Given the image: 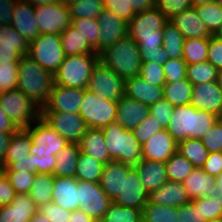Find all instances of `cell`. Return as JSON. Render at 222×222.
<instances>
[{
	"instance_id": "cell-26",
	"label": "cell",
	"mask_w": 222,
	"mask_h": 222,
	"mask_svg": "<svg viewBox=\"0 0 222 222\" xmlns=\"http://www.w3.org/2000/svg\"><path fill=\"white\" fill-rule=\"evenodd\" d=\"M148 201L155 205L178 208L191 200L182 182L168 180L158 189L149 193Z\"/></svg>"
},
{
	"instance_id": "cell-50",
	"label": "cell",
	"mask_w": 222,
	"mask_h": 222,
	"mask_svg": "<svg viewBox=\"0 0 222 222\" xmlns=\"http://www.w3.org/2000/svg\"><path fill=\"white\" fill-rule=\"evenodd\" d=\"M164 130V128L157 123V121L150 114L140 123L139 126L134 128L132 131L137 141L142 146L147 142L153 135Z\"/></svg>"
},
{
	"instance_id": "cell-18",
	"label": "cell",
	"mask_w": 222,
	"mask_h": 222,
	"mask_svg": "<svg viewBox=\"0 0 222 222\" xmlns=\"http://www.w3.org/2000/svg\"><path fill=\"white\" fill-rule=\"evenodd\" d=\"M190 104L222 118V89L216 81L193 85Z\"/></svg>"
},
{
	"instance_id": "cell-39",
	"label": "cell",
	"mask_w": 222,
	"mask_h": 222,
	"mask_svg": "<svg viewBox=\"0 0 222 222\" xmlns=\"http://www.w3.org/2000/svg\"><path fill=\"white\" fill-rule=\"evenodd\" d=\"M54 176L50 174L36 173L29 195L36 205L52 202Z\"/></svg>"
},
{
	"instance_id": "cell-12",
	"label": "cell",
	"mask_w": 222,
	"mask_h": 222,
	"mask_svg": "<svg viewBox=\"0 0 222 222\" xmlns=\"http://www.w3.org/2000/svg\"><path fill=\"white\" fill-rule=\"evenodd\" d=\"M87 90L111 101H119L125 95V81L98 60L93 67Z\"/></svg>"
},
{
	"instance_id": "cell-4",
	"label": "cell",
	"mask_w": 222,
	"mask_h": 222,
	"mask_svg": "<svg viewBox=\"0 0 222 222\" xmlns=\"http://www.w3.org/2000/svg\"><path fill=\"white\" fill-rule=\"evenodd\" d=\"M169 19L155 6L136 13L127 23V35L137 42L139 49L158 48L163 45V28Z\"/></svg>"
},
{
	"instance_id": "cell-53",
	"label": "cell",
	"mask_w": 222,
	"mask_h": 222,
	"mask_svg": "<svg viewBox=\"0 0 222 222\" xmlns=\"http://www.w3.org/2000/svg\"><path fill=\"white\" fill-rule=\"evenodd\" d=\"M139 76L152 85L164 86L166 83L163 65L161 64L142 63Z\"/></svg>"
},
{
	"instance_id": "cell-11",
	"label": "cell",
	"mask_w": 222,
	"mask_h": 222,
	"mask_svg": "<svg viewBox=\"0 0 222 222\" xmlns=\"http://www.w3.org/2000/svg\"><path fill=\"white\" fill-rule=\"evenodd\" d=\"M25 130L32 139L30 155L38 158L56 157L68 144L41 116Z\"/></svg>"
},
{
	"instance_id": "cell-19",
	"label": "cell",
	"mask_w": 222,
	"mask_h": 222,
	"mask_svg": "<svg viewBox=\"0 0 222 222\" xmlns=\"http://www.w3.org/2000/svg\"><path fill=\"white\" fill-rule=\"evenodd\" d=\"M29 43L11 24L0 25V62L19 63L24 55H28Z\"/></svg>"
},
{
	"instance_id": "cell-40",
	"label": "cell",
	"mask_w": 222,
	"mask_h": 222,
	"mask_svg": "<svg viewBox=\"0 0 222 222\" xmlns=\"http://www.w3.org/2000/svg\"><path fill=\"white\" fill-rule=\"evenodd\" d=\"M193 8L213 36L222 26V6L216 2H210Z\"/></svg>"
},
{
	"instance_id": "cell-57",
	"label": "cell",
	"mask_w": 222,
	"mask_h": 222,
	"mask_svg": "<svg viewBox=\"0 0 222 222\" xmlns=\"http://www.w3.org/2000/svg\"><path fill=\"white\" fill-rule=\"evenodd\" d=\"M38 211L47 216L51 222H69L72 212L60 207L54 202L40 205Z\"/></svg>"
},
{
	"instance_id": "cell-43",
	"label": "cell",
	"mask_w": 222,
	"mask_h": 222,
	"mask_svg": "<svg viewBox=\"0 0 222 222\" xmlns=\"http://www.w3.org/2000/svg\"><path fill=\"white\" fill-rule=\"evenodd\" d=\"M165 166L168 180L182 183L195 169L192 163L178 152L165 162Z\"/></svg>"
},
{
	"instance_id": "cell-42",
	"label": "cell",
	"mask_w": 222,
	"mask_h": 222,
	"mask_svg": "<svg viewBox=\"0 0 222 222\" xmlns=\"http://www.w3.org/2000/svg\"><path fill=\"white\" fill-rule=\"evenodd\" d=\"M99 222H142V210L124 207L112 201Z\"/></svg>"
},
{
	"instance_id": "cell-73",
	"label": "cell",
	"mask_w": 222,
	"mask_h": 222,
	"mask_svg": "<svg viewBox=\"0 0 222 222\" xmlns=\"http://www.w3.org/2000/svg\"><path fill=\"white\" fill-rule=\"evenodd\" d=\"M191 2H192V7H196L199 5H204L213 2V0H191Z\"/></svg>"
},
{
	"instance_id": "cell-36",
	"label": "cell",
	"mask_w": 222,
	"mask_h": 222,
	"mask_svg": "<svg viewBox=\"0 0 222 222\" xmlns=\"http://www.w3.org/2000/svg\"><path fill=\"white\" fill-rule=\"evenodd\" d=\"M177 152L195 168H202L209 154L201 139H185L178 142Z\"/></svg>"
},
{
	"instance_id": "cell-33",
	"label": "cell",
	"mask_w": 222,
	"mask_h": 222,
	"mask_svg": "<svg viewBox=\"0 0 222 222\" xmlns=\"http://www.w3.org/2000/svg\"><path fill=\"white\" fill-rule=\"evenodd\" d=\"M79 145L68 143L57 155L53 176L75 177L79 158Z\"/></svg>"
},
{
	"instance_id": "cell-25",
	"label": "cell",
	"mask_w": 222,
	"mask_h": 222,
	"mask_svg": "<svg viewBox=\"0 0 222 222\" xmlns=\"http://www.w3.org/2000/svg\"><path fill=\"white\" fill-rule=\"evenodd\" d=\"M37 211L29 194H17L11 204L0 206V222H29Z\"/></svg>"
},
{
	"instance_id": "cell-5",
	"label": "cell",
	"mask_w": 222,
	"mask_h": 222,
	"mask_svg": "<svg viewBox=\"0 0 222 222\" xmlns=\"http://www.w3.org/2000/svg\"><path fill=\"white\" fill-rule=\"evenodd\" d=\"M109 157L123 164L136 166L142 160V146L132 130L124 129L118 123L102 128Z\"/></svg>"
},
{
	"instance_id": "cell-45",
	"label": "cell",
	"mask_w": 222,
	"mask_h": 222,
	"mask_svg": "<svg viewBox=\"0 0 222 222\" xmlns=\"http://www.w3.org/2000/svg\"><path fill=\"white\" fill-rule=\"evenodd\" d=\"M186 78L192 85L215 82L218 69L209 61L187 65Z\"/></svg>"
},
{
	"instance_id": "cell-63",
	"label": "cell",
	"mask_w": 222,
	"mask_h": 222,
	"mask_svg": "<svg viewBox=\"0 0 222 222\" xmlns=\"http://www.w3.org/2000/svg\"><path fill=\"white\" fill-rule=\"evenodd\" d=\"M202 170L211 177L222 173V153H209Z\"/></svg>"
},
{
	"instance_id": "cell-51",
	"label": "cell",
	"mask_w": 222,
	"mask_h": 222,
	"mask_svg": "<svg viewBox=\"0 0 222 222\" xmlns=\"http://www.w3.org/2000/svg\"><path fill=\"white\" fill-rule=\"evenodd\" d=\"M17 194H29L36 173L4 172Z\"/></svg>"
},
{
	"instance_id": "cell-76",
	"label": "cell",
	"mask_w": 222,
	"mask_h": 222,
	"mask_svg": "<svg viewBox=\"0 0 222 222\" xmlns=\"http://www.w3.org/2000/svg\"><path fill=\"white\" fill-rule=\"evenodd\" d=\"M75 0H58L59 4H63L65 6H69L70 4H72Z\"/></svg>"
},
{
	"instance_id": "cell-71",
	"label": "cell",
	"mask_w": 222,
	"mask_h": 222,
	"mask_svg": "<svg viewBox=\"0 0 222 222\" xmlns=\"http://www.w3.org/2000/svg\"><path fill=\"white\" fill-rule=\"evenodd\" d=\"M29 222H51L47 216L37 211L29 220Z\"/></svg>"
},
{
	"instance_id": "cell-14",
	"label": "cell",
	"mask_w": 222,
	"mask_h": 222,
	"mask_svg": "<svg viewBox=\"0 0 222 222\" xmlns=\"http://www.w3.org/2000/svg\"><path fill=\"white\" fill-rule=\"evenodd\" d=\"M78 200L81 212L99 222L112 200L104 193L99 183L78 180Z\"/></svg>"
},
{
	"instance_id": "cell-15",
	"label": "cell",
	"mask_w": 222,
	"mask_h": 222,
	"mask_svg": "<svg viewBox=\"0 0 222 222\" xmlns=\"http://www.w3.org/2000/svg\"><path fill=\"white\" fill-rule=\"evenodd\" d=\"M41 117L68 143L78 144L88 130L87 124L78 113L41 112Z\"/></svg>"
},
{
	"instance_id": "cell-46",
	"label": "cell",
	"mask_w": 222,
	"mask_h": 222,
	"mask_svg": "<svg viewBox=\"0 0 222 222\" xmlns=\"http://www.w3.org/2000/svg\"><path fill=\"white\" fill-rule=\"evenodd\" d=\"M71 26L86 38L89 45L99 54L100 26L97 19L80 18L72 19Z\"/></svg>"
},
{
	"instance_id": "cell-77",
	"label": "cell",
	"mask_w": 222,
	"mask_h": 222,
	"mask_svg": "<svg viewBox=\"0 0 222 222\" xmlns=\"http://www.w3.org/2000/svg\"><path fill=\"white\" fill-rule=\"evenodd\" d=\"M205 222H222V218L211 219V220H207Z\"/></svg>"
},
{
	"instance_id": "cell-8",
	"label": "cell",
	"mask_w": 222,
	"mask_h": 222,
	"mask_svg": "<svg viewBox=\"0 0 222 222\" xmlns=\"http://www.w3.org/2000/svg\"><path fill=\"white\" fill-rule=\"evenodd\" d=\"M32 139L25 129L12 134L4 159L3 172L37 173L35 155H30Z\"/></svg>"
},
{
	"instance_id": "cell-72",
	"label": "cell",
	"mask_w": 222,
	"mask_h": 222,
	"mask_svg": "<svg viewBox=\"0 0 222 222\" xmlns=\"http://www.w3.org/2000/svg\"><path fill=\"white\" fill-rule=\"evenodd\" d=\"M28 3H30L31 5L38 6V5H44V4H49V3H55L58 2V0H24Z\"/></svg>"
},
{
	"instance_id": "cell-3",
	"label": "cell",
	"mask_w": 222,
	"mask_h": 222,
	"mask_svg": "<svg viewBox=\"0 0 222 222\" xmlns=\"http://www.w3.org/2000/svg\"><path fill=\"white\" fill-rule=\"evenodd\" d=\"M99 60L124 81L140 74L142 65L140 49L137 42L128 35L101 51Z\"/></svg>"
},
{
	"instance_id": "cell-17",
	"label": "cell",
	"mask_w": 222,
	"mask_h": 222,
	"mask_svg": "<svg viewBox=\"0 0 222 222\" xmlns=\"http://www.w3.org/2000/svg\"><path fill=\"white\" fill-rule=\"evenodd\" d=\"M149 199V192L140 182L137 171L133 168L123 176L122 192L113 200L124 207L142 210Z\"/></svg>"
},
{
	"instance_id": "cell-24",
	"label": "cell",
	"mask_w": 222,
	"mask_h": 222,
	"mask_svg": "<svg viewBox=\"0 0 222 222\" xmlns=\"http://www.w3.org/2000/svg\"><path fill=\"white\" fill-rule=\"evenodd\" d=\"M133 169V166L111 160L103 166L100 179V187L104 193L113 201L121 192L123 176Z\"/></svg>"
},
{
	"instance_id": "cell-37",
	"label": "cell",
	"mask_w": 222,
	"mask_h": 222,
	"mask_svg": "<svg viewBox=\"0 0 222 222\" xmlns=\"http://www.w3.org/2000/svg\"><path fill=\"white\" fill-rule=\"evenodd\" d=\"M104 164L80 151L75 173L76 180L99 183Z\"/></svg>"
},
{
	"instance_id": "cell-69",
	"label": "cell",
	"mask_w": 222,
	"mask_h": 222,
	"mask_svg": "<svg viewBox=\"0 0 222 222\" xmlns=\"http://www.w3.org/2000/svg\"><path fill=\"white\" fill-rule=\"evenodd\" d=\"M69 222H95L89 215L81 212L80 210H74L71 212Z\"/></svg>"
},
{
	"instance_id": "cell-62",
	"label": "cell",
	"mask_w": 222,
	"mask_h": 222,
	"mask_svg": "<svg viewBox=\"0 0 222 222\" xmlns=\"http://www.w3.org/2000/svg\"><path fill=\"white\" fill-rule=\"evenodd\" d=\"M16 195L17 193L11 186L7 176L0 170V206L11 204Z\"/></svg>"
},
{
	"instance_id": "cell-56",
	"label": "cell",
	"mask_w": 222,
	"mask_h": 222,
	"mask_svg": "<svg viewBox=\"0 0 222 222\" xmlns=\"http://www.w3.org/2000/svg\"><path fill=\"white\" fill-rule=\"evenodd\" d=\"M155 6L168 18L192 7L191 0H156Z\"/></svg>"
},
{
	"instance_id": "cell-1",
	"label": "cell",
	"mask_w": 222,
	"mask_h": 222,
	"mask_svg": "<svg viewBox=\"0 0 222 222\" xmlns=\"http://www.w3.org/2000/svg\"><path fill=\"white\" fill-rule=\"evenodd\" d=\"M219 118L191 104L174 106L166 130L177 143L185 139H201Z\"/></svg>"
},
{
	"instance_id": "cell-9",
	"label": "cell",
	"mask_w": 222,
	"mask_h": 222,
	"mask_svg": "<svg viewBox=\"0 0 222 222\" xmlns=\"http://www.w3.org/2000/svg\"><path fill=\"white\" fill-rule=\"evenodd\" d=\"M117 103L84 89L79 115L88 128L102 129L116 122Z\"/></svg>"
},
{
	"instance_id": "cell-7",
	"label": "cell",
	"mask_w": 222,
	"mask_h": 222,
	"mask_svg": "<svg viewBox=\"0 0 222 222\" xmlns=\"http://www.w3.org/2000/svg\"><path fill=\"white\" fill-rule=\"evenodd\" d=\"M0 105L18 129L28 128L41 116V108L19 89L0 93Z\"/></svg>"
},
{
	"instance_id": "cell-31",
	"label": "cell",
	"mask_w": 222,
	"mask_h": 222,
	"mask_svg": "<svg viewBox=\"0 0 222 222\" xmlns=\"http://www.w3.org/2000/svg\"><path fill=\"white\" fill-rule=\"evenodd\" d=\"M102 129L88 128L79 141V149L82 153L91 156L104 165L112 159L109 157Z\"/></svg>"
},
{
	"instance_id": "cell-38",
	"label": "cell",
	"mask_w": 222,
	"mask_h": 222,
	"mask_svg": "<svg viewBox=\"0 0 222 222\" xmlns=\"http://www.w3.org/2000/svg\"><path fill=\"white\" fill-rule=\"evenodd\" d=\"M163 49L169 59L183 57V45L185 37L170 21L163 28Z\"/></svg>"
},
{
	"instance_id": "cell-55",
	"label": "cell",
	"mask_w": 222,
	"mask_h": 222,
	"mask_svg": "<svg viewBox=\"0 0 222 222\" xmlns=\"http://www.w3.org/2000/svg\"><path fill=\"white\" fill-rule=\"evenodd\" d=\"M149 110V114L153 116L157 123H159L164 129H166L171 119L174 106H172L163 98L153 105H150Z\"/></svg>"
},
{
	"instance_id": "cell-34",
	"label": "cell",
	"mask_w": 222,
	"mask_h": 222,
	"mask_svg": "<svg viewBox=\"0 0 222 222\" xmlns=\"http://www.w3.org/2000/svg\"><path fill=\"white\" fill-rule=\"evenodd\" d=\"M62 48L66 56L79 54H98L89 45L88 41L71 25L68 26L61 34Z\"/></svg>"
},
{
	"instance_id": "cell-13",
	"label": "cell",
	"mask_w": 222,
	"mask_h": 222,
	"mask_svg": "<svg viewBox=\"0 0 222 222\" xmlns=\"http://www.w3.org/2000/svg\"><path fill=\"white\" fill-rule=\"evenodd\" d=\"M34 12L39 34L60 35L71 25L68 6L58 2L35 6Z\"/></svg>"
},
{
	"instance_id": "cell-70",
	"label": "cell",
	"mask_w": 222,
	"mask_h": 222,
	"mask_svg": "<svg viewBox=\"0 0 222 222\" xmlns=\"http://www.w3.org/2000/svg\"><path fill=\"white\" fill-rule=\"evenodd\" d=\"M216 186L210 191L209 197L218 196L222 200V173L215 177Z\"/></svg>"
},
{
	"instance_id": "cell-67",
	"label": "cell",
	"mask_w": 222,
	"mask_h": 222,
	"mask_svg": "<svg viewBox=\"0 0 222 222\" xmlns=\"http://www.w3.org/2000/svg\"><path fill=\"white\" fill-rule=\"evenodd\" d=\"M19 129L15 126L12 120L3 112L0 105V132L16 133Z\"/></svg>"
},
{
	"instance_id": "cell-6",
	"label": "cell",
	"mask_w": 222,
	"mask_h": 222,
	"mask_svg": "<svg viewBox=\"0 0 222 222\" xmlns=\"http://www.w3.org/2000/svg\"><path fill=\"white\" fill-rule=\"evenodd\" d=\"M98 60L99 54L66 56L54 74V84L86 89L93 67Z\"/></svg>"
},
{
	"instance_id": "cell-23",
	"label": "cell",
	"mask_w": 222,
	"mask_h": 222,
	"mask_svg": "<svg viewBox=\"0 0 222 222\" xmlns=\"http://www.w3.org/2000/svg\"><path fill=\"white\" fill-rule=\"evenodd\" d=\"M149 106L124 95L117 103L116 123L133 130L149 115Z\"/></svg>"
},
{
	"instance_id": "cell-21",
	"label": "cell",
	"mask_w": 222,
	"mask_h": 222,
	"mask_svg": "<svg viewBox=\"0 0 222 222\" xmlns=\"http://www.w3.org/2000/svg\"><path fill=\"white\" fill-rule=\"evenodd\" d=\"M99 33V53L127 35V22L108 9H104L97 18Z\"/></svg>"
},
{
	"instance_id": "cell-16",
	"label": "cell",
	"mask_w": 222,
	"mask_h": 222,
	"mask_svg": "<svg viewBox=\"0 0 222 222\" xmlns=\"http://www.w3.org/2000/svg\"><path fill=\"white\" fill-rule=\"evenodd\" d=\"M84 89L53 84L48 101L41 112L78 113L82 104Z\"/></svg>"
},
{
	"instance_id": "cell-32",
	"label": "cell",
	"mask_w": 222,
	"mask_h": 222,
	"mask_svg": "<svg viewBox=\"0 0 222 222\" xmlns=\"http://www.w3.org/2000/svg\"><path fill=\"white\" fill-rule=\"evenodd\" d=\"M215 184V177L205 173L202 168H195L183 181L190 200L208 197Z\"/></svg>"
},
{
	"instance_id": "cell-65",
	"label": "cell",
	"mask_w": 222,
	"mask_h": 222,
	"mask_svg": "<svg viewBox=\"0 0 222 222\" xmlns=\"http://www.w3.org/2000/svg\"><path fill=\"white\" fill-rule=\"evenodd\" d=\"M55 165H56V157L43 156L41 158H38L35 155V167L37 168V173L53 175Z\"/></svg>"
},
{
	"instance_id": "cell-64",
	"label": "cell",
	"mask_w": 222,
	"mask_h": 222,
	"mask_svg": "<svg viewBox=\"0 0 222 222\" xmlns=\"http://www.w3.org/2000/svg\"><path fill=\"white\" fill-rule=\"evenodd\" d=\"M17 0H0V25H9Z\"/></svg>"
},
{
	"instance_id": "cell-60",
	"label": "cell",
	"mask_w": 222,
	"mask_h": 222,
	"mask_svg": "<svg viewBox=\"0 0 222 222\" xmlns=\"http://www.w3.org/2000/svg\"><path fill=\"white\" fill-rule=\"evenodd\" d=\"M140 57L142 63L149 62L161 65H164L169 60V56L164 51L163 46L152 49H140Z\"/></svg>"
},
{
	"instance_id": "cell-52",
	"label": "cell",
	"mask_w": 222,
	"mask_h": 222,
	"mask_svg": "<svg viewBox=\"0 0 222 222\" xmlns=\"http://www.w3.org/2000/svg\"><path fill=\"white\" fill-rule=\"evenodd\" d=\"M209 153H222V118L201 138Z\"/></svg>"
},
{
	"instance_id": "cell-35",
	"label": "cell",
	"mask_w": 222,
	"mask_h": 222,
	"mask_svg": "<svg viewBox=\"0 0 222 222\" xmlns=\"http://www.w3.org/2000/svg\"><path fill=\"white\" fill-rule=\"evenodd\" d=\"M164 99L172 106L188 105L191 102L193 85L185 77L176 82L165 83Z\"/></svg>"
},
{
	"instance_id": "cell-47",
	"label": "cell",
	"mask_w": 222,
	"mask_h": 222,
	"mask_svg": "<svg viewBox=\"0 0 222 222\" xmlns=\"http://www.w3.org/2000/svg\"><path fill=\"white\" fill-rule=\"evenodd\" d=\"M178 208L155 205L149 201L142 209V222H177Z\"/></svg>"
},
{
	"instance_id": "cell-74",
	"label": "cell",
	"mask_w": 222,
	"mask_h": 222,
	"mask_svg": "<svg viewBox=\"0 0 222 222\" xmlns=\"http://www.w3.org/2000/svg\"><path fill=\"white\" fill-rule=\"evenodd\" d=\"M216 82L220 86V88L222 89V69H219L217 72Z\"/></svg>"
},
{
	"instance_id": "cell-20",
	"label": "cell",
	"mask_w": 222,
	"mask_h": 222,
	"mask_svg": "<svg viewBox=\"0 0 222 222\" xmlns=\"http://www.w3.org/2000/svg\"><path fill=\"white\" fill-rule=\"evenodd\" d=\"M178 143L166 129L153 135L142 145V159L166 162L177 152Z\"/></svg>"
},
{
	"instance_id": "cell-10",
	"label": "cell",
	"mask_w": 222,
	"mask_h": 222,
	"mask_svg": "<svg viewBox=\"0 0 222 222\" xmlns=\"http://www.w3.org/2000/svg\"><path fill=\"white\" fill-rule=\"evenodd\" d=\"M28 56L54 76L66 57L60 35L40 34L29 43Z\"/></svg>"
},
{
	"instance_id": "cell-2",
	"label": "cell",
	"mask_w": 222,
	"mask_h": 222,
	"mask_svg": "<svg viewBox=\"0 0 222 222\" xmlns=\"http://www.w3.org/2000/svg\"><path fill=\"white\" fill-rule=\"evenodd\" d=\"M54 84V76L43 69L30 56L24 55L18 64V85L24 95L41 109L48 101Z\"/></svg>"
},
{
	"instance_id": "cell-58",
	"label": "cell",
	"mask_w": 222,
	"mask_h": 222,
	"mask_svg": "<svg viewBox=\"0 0 222 222\" xmlns=\"http://www.w3.org/2000/svg\"><path fill=\"white\" fill-rule=\"evenodd\" d=\"M103 2L104 9L112 11L127 23L136 14L131 7H128V0H103Z\"/></svg>"
},
{
	"instance_id": "cell-75",
	"label": "cell",
	"mask_w": 222,
	"mask_h": 222,
	"mask_svg": "<svg viewBox=\"0 0 222 222\" xmlns=\"http://www.w3.org/2000/svg\"><path fill=\"white\" fill-rule=\"evenodd\" d=\"M214 38L222 42V26L219 28V30L213 35Z\"/></svg>"
},
{
	"instance_id": "cell-44",
	"label": "cell",
	"mask_w": 222,
	"mask_h": 222,
	"mask_svg": "<svg viewBox=\"0 0 222 222\" xmlns=\"http://www.w3.org/2000/svg\"><path fill=\"white\" fill-rule=\"evenodd\" d=\"M72 19L93 18L97 19L104 10L103 0H75L68 6Z\"/></svg>"
},
{
	"instance_id": "cell-54",
	"label": "cell",
	"mask_w": 222,
	"mask_h": 222,
	"mask_svg": "<svg viewBox=\"0 0 222 222\" xmlns=\"http://www.w3.org/2000/svg\"><path fill=\"white\" fill-rule=\"evenodd\" d=\"M187 63L183 58L169 59L164 65L166 83L176 82L186 77Z\"/></svg>"
},
{
	"instance_id": "cell-78",
	"label": "cell",
	"mask_w": 222,
	"mask_h": 222,
	"mask_svg": "<svg viewBox=\"0 0 222 222\" xmlns=\"http://www.w3.org/2000/svg\"><path fill=\"white\" fill-rule=\"evenodd\" d=\"M213 2H216L217 4L222 6V0H213Z\"/></svg>"
},
{
	"instance_id": "cell-30",
	"label": "cell",
	"mask_w": 222,
	"mask_h": 222,
	"mask_svg": "<svg viewBox=\"0 0 222 222\" xmlns=\"http://www.w3.org/2000/svg\"><path fill=\"white\" fill-rule=\"evenodd\" d=\"M133 168L137 171L140 182L149 193L168 181L164 162L142 159Z\"/></svg>"
},
{
	"instance_id": "cell-68",
	"label": "cell",
	"mask_w": 222,
	"mask_h": 222,
	"mask_svg": "<svg viewBox=\"0 0 222 222\" xmlns=\"http://www.w3.org/2000/svg\"><path fill=\"white\" fill-rule=\"evenodd\" d=\"M12 134L14 133L0 132V170L4 168V159Z\"/></svg>"
},
{
	"instance_id": "cell-29",
	"label": "cell",
	"mask_w": 222,
	"mask_h": 222,
	"mask_svg": "<svg viewBox=\"0 0 222 222\" xmlns=\"http://www.w3.org/2000/svg\"><path fill=\"white\" fill-rule=\"evenodd\" d=\"M169 21L177 27L185 39H209L212 36L193 7L174 15Z\"/></svg>"
},
{
	"instance_id": "cell-59",
	"label": "cell",
	"mask_w": 222,
	"mask_h": 222,
	"mask_svg": "<svg viewBox=\"0 0 222 222\" xmlns=\"http://www.w3.org/2000/svg\"><path fill=\"white\" fill-rule=\"evenodd\" d=\"M177 222H205L201 220V213L197 209V206L190 201L188 204H184L178 207Z\"/></svg>"
},
{
	"instance_id": "cell-49",
	"label": "cell",
	"mask_w": 222,
	"mask_h": 222,
	"mask_svg": "<svg viewBox=\"0 0 222 222\" xmlns=\"http://www.w3.org/2000/svg\"><path fill=\"white\" fill-rule=\"evenodd\" d=\"M18 64L9 61L0 62V93L17 89Z\"/></svg>"
},
{
	"instance_id": "cell-61",
	"label": "cell",
	"mask_w": 222,
	"mask_h": 222,
	"mask_svg": "<svg viewBox=\"0 0 222 222\" xmlns=\"http://www.w3.org/2000/svg\"><path fill=\"white\" fill-rule=\"evenodd\" d=\"M207 61L218 70L222 69V42L213 36L209 38Z\"/></svg>"
},
{
	"instance_id": "cell-28",
	"label": "cell",
	"mask_w": 222,
	"mask_h": 222,
	"mask_svg": "<svg viewBox=\"0 0 222 222\" xmlns=\"http://www.w3.org/2000/svg\"><path fill=\"white\" fill-rule=\"evenodd\" d=\"M125 95L150 106L164 98V91L163 86L152 85L138 75L125 81Z\"/></svg>"
},
{
	"instance_id": "cell-66",
	"label": "cell",
	"mask_w": 222,
	"mask_h": 222,
	"mask_svg": "<svg viewBox=\"0 0 222 222\" xmlns=\"http://www.w3.org/2000/svg\"><path fill=\"white\" fill-rule=\"evenodd\" d=\"M156 0H128V7H131L135 13L148 11L155 7Z\"/></svg>"
},
{
	"instance_id": "cell-27",
	"label": "cell",
	"mask_w": 222,
	"mask_h": 222,
	"mask_svg": "<svg viewBox=\"0 0 222 222\" xmlns=\"http://www.w3.org/2000/svg\"><path fill=\"white\" fill-rule=\"evenodd\" d=\"M52 202L66 210H78V180L75 177L54 176Z\"/></svg>"
},
{
	"instance_id": "cell-48",
	"label": "cell",
	"mask_w": 222,
	"mask_h": 222,
	"mask_svg": "<svg viewBox=\"0 0 222 222\" xmlns=\"http://www.w3.org/2000/svg\"><path fill=\"white\" fill-rule=\"evenodd\" d=\"M201 213V220L222 218V200L218 196L191 200Z\"/></svg>"
},
{
	"instance_id": "cell-22",
	"label": "cell",
	"mask_w": 222,
	"mask_h": 222,
	"mask_svg": "<svg viewBox=\"0 0 222 222\" xmlns=\"http://www.w3.org/2000/svg\"><path fill=\"white\" fill-rule=\"evenodd\" d=\"M10 24L28 43L40 35L34 6L24 0H17Z\"/></svg>"
},
{
	"instance_id": "cell-41",
	"label": "cell",
	"mask_w": 222,
	"mask_h": 222,
	"mask_svg": "<svg viewBox=\"0 0 222 222\" xmlns=\"http://www.w3.org/2000/svg\"><path fill=\"white\" fill-rule=\"evenodd\" d=\"M209 39H185L183 45V60L187 65L207 61Z\"/></svg>"
}]
</instances>
